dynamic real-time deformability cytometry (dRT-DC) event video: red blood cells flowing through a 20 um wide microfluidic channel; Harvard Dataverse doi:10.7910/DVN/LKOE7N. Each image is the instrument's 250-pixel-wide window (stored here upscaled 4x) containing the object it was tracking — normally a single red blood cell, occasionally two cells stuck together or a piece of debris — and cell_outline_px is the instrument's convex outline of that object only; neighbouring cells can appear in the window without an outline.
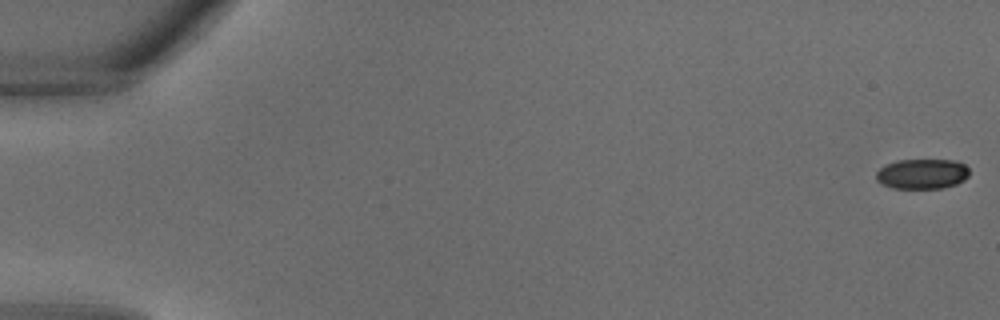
{"species": "common noctule bat (a hibernating species)", "species_latin": "Nyctalus noctula", "temperature_condition": "warm", "stored_images_in_passage": 14, "camera_frame_rate_fps": 3000, "um_per_image_px": 0.085, "animal": {"sex": "male", "body_mass_g": 18.8}, "frame": {"image": 1, "passage_image": 1, "time_ms": 0.0, "image_size_px": [1000, 320], "cell_outline_px": [[968, 176], [964, 180], [956, 184], [944, 188], [892, 188], [880, 184], [876, 180], [876, 172], [880, 168], [896, 160], [956, 160], [964, 164], [968, 168]], "centroid_in_image_um": [78.37, 14.78], "position_along_channel_um": 6.6, "area_um2": 16.42}}
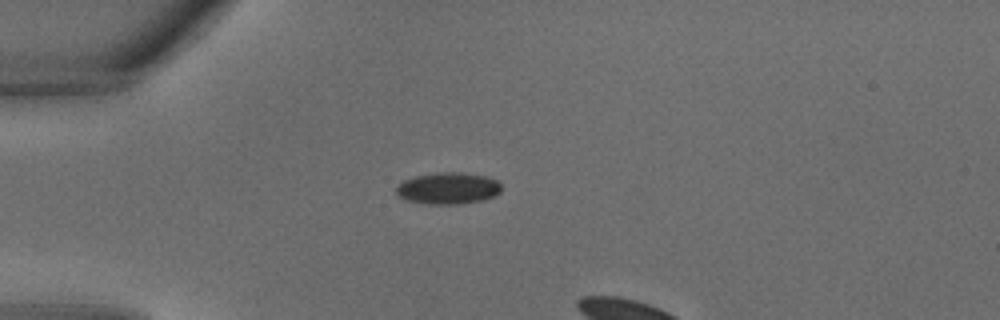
{"frame": {"image": 2, "passage_image": 10, "time_ms": 3.0, "image_size_px": [1000, 320], "cell_outline_px": [[500, 192], [496, 196], [484, 200], [460, 204], [428, 204], [408, 200], [400, 196], [396, 192], [396, 188], [404, 180], [416, 176], [444, 172], [460, 172], [488, 176], [496, 180], [500, 184]], "centroid_in_image_um": [38.14, 16.01], "position_along_channel_um": 46.9, "area_um2": 19.31}}